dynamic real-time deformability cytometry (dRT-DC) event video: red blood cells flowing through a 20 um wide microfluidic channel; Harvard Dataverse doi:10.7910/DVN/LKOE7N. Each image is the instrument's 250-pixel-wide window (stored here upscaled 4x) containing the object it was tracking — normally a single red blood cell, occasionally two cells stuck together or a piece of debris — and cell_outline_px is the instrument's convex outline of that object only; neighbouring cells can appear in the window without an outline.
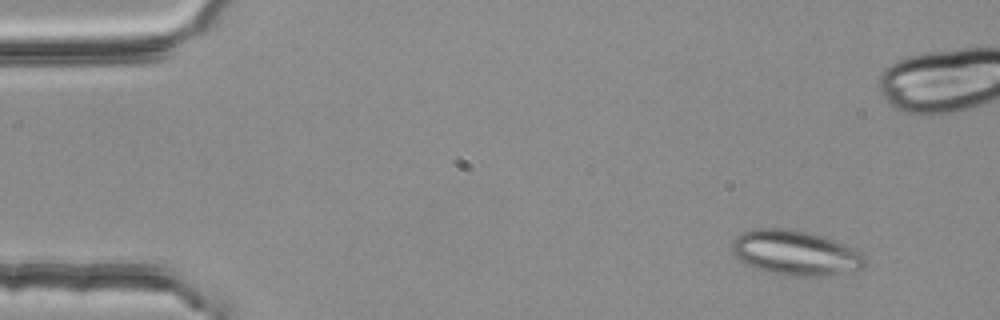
{"species": "common noctule bat (a hibernating species)", "species_latin": "Nyctalus noctula", "temperature_condition": "room temperature", "stored_images_in_passage": 5, "camera_frame_rate_fps": 3000, "um_per_image_px": 0.085, "animal": {"sex": "female", "body_mass_g": 25.1}, "frame": {"image": 1, "passage_image": 1, "time_ms": 0.0, "image_size_px": [1000, 320], "cell_outline_px": [[868, 260], [860, 268], [820, 276], [788, 276], [768, 272], [744, 264], [732, 252], [732, 240], [740, 232], [756, 228], [780, 228], [804, 232], [824, 236], [844, 244], [860, 252]], "centroid_in_image_um": [67.54, 21.48], "position_along_channel_um": 17.5, "area_um2": 34.51}}